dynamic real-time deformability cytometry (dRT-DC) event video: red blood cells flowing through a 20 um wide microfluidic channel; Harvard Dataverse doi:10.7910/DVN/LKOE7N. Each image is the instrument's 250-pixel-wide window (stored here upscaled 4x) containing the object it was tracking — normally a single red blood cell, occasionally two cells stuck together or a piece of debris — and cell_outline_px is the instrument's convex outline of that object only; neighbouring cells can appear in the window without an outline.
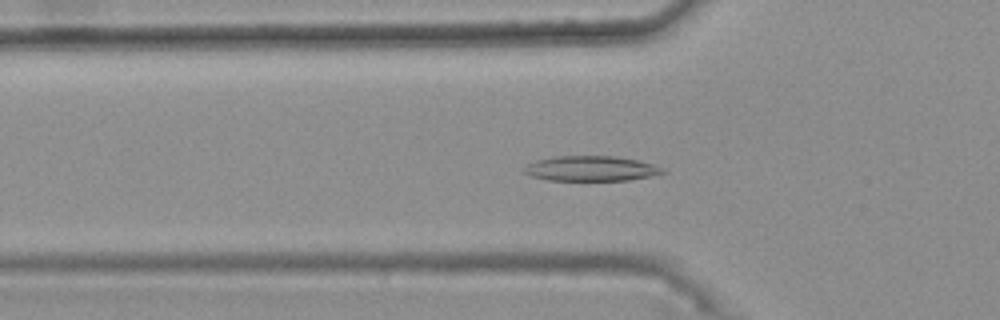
{"species": "common noctule bat (a hibernating species)", "species_latin": "Nyctalus noctula", "temperature_condition": "warm", "stored_images_in_passage": 40, "camera_frame_rate_fps": 3000, "um_per_image_px": 0.085, "animal": {"sex": "female", "body_mass_g": 25.1}, "frame": {"image": 1, "passage_image": 12, "time_ms": 3.667, "image_size_px": [1000, 320], "cell_outline_px": [[668, 172], [652, 176], [628, 180], [548, 180], [532, 176], [524, 172], [520, 168], [536, 160], [552, 156], [612, 156], [636, 160], [652, 164], [664, 168]], "centroid_in_image_um": [50.22, 14.32], "position_along_channel_um": 75.6, "area_um2": 20.29}}
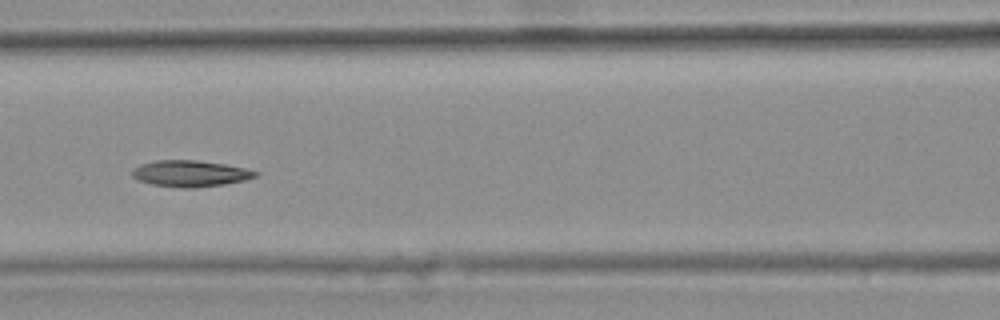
{"frame": {"image": 2, "passage_image": 18, "time_ms": 5.667, "image_size_px": [1000, 320], "cell_outline_px": [[260, 172], [256, 176], [244, 180], [224, 184], [196, 188], [180, 188], [152, 184], [136, 180], [132, 176], [132, 172], [140, 164], [152, 160], [196, 160], [224, 164], [244, 168]], "centroid_in_image_um": [16.14, 14.75], "position_along_channel_um": 150.5, "area_um2": 18.9}}
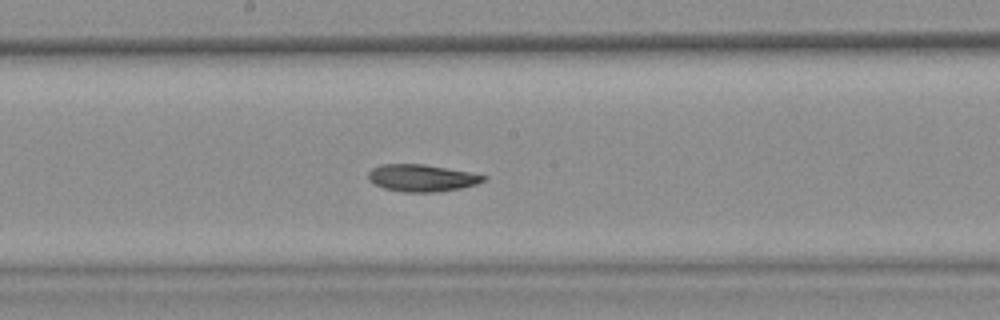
{"frame": {"image": 3, "passage_image": 23, "time_ms": 7.333, "image_size_px": [1000, 320], "cell_outline_px": [[488, 176], [484, 180], [476, 184], [460, 188], [436, 192], [404, 192], [384, 188], [368, 180], [368, 172], [372, 168], [380, 164], [424, 164], [468, 172]], "centroid_in_image_um": [35.82, 15.12], "position_along_channel_um": 212.4, "area_um2": 18.03}, "authors_computed_cell_mechanics": {"area_um2": 18.8428, "velocity_mm_per_s": 3.7248, "shape_relaxation_time_tau1_ms": 7.6976, "shape_relaxation_time_tau2_ms": null, "deformation_change_tau1": 0.1592, "deformation_change_tau2": null}}